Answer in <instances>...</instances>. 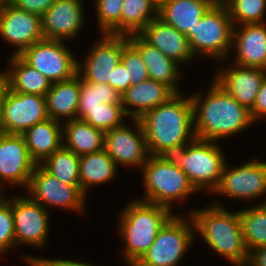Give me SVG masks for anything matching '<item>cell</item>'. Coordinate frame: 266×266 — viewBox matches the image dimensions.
Instances as JSON below:
<instances>
[{"label":"cell","instance_id":"44dd1931","mask_svg":"<svg viewBox=\"0 0 266 266\" xmlns=\"http://www.w3.org/2000/svg\"><path fill=\"white\" fill-rule=\"evenodd\" d=\"M239 28L234 26L232 46L236 44L234 49L237 52L234 63L266 70V26L263 23H252L243 24Z\"/></svg>","mask_w":266,"mask_h":266},{"label":"cell","instance_id":"bcb514c9","mask_svg":"<svg viewBox=\"0 0 266 266\" xmlns=\"http://www.w3.org/2000/svg\"><path fill=\"white\" fill-rule=\"evenodd\" d=\"M153 2L158 8L166 1V0H150Z\"/></svg>","mask_w":266,"mask_h":266},{"label":"cell","instance_id":"1f68e13d","mask_svg":"<svg viewBox=\"0 0 266 266\" xmlns=\"http://www.w3.org/2000/svg\"><path fill=\"white\" fill-rule=\"evenodd\" d=\"M79 161L80 156L62 146L40 165L64 184L80 185Z\"/></svg>","mask_w":266,"mask_h":266},{"label":"cell","instance_id":"6da1fadb","mask_svg":"<svg viewBox=\"0 0 266 266\" xmlns=\"http://www.w3.org/2000/svg\"><path fill=\"white\" fill-rule=\"evenodd\" d=\"M176 93L166 103L144 113L142 126L150 155H166L182 149L196 137L190 96Z\"/></svg>","mask_w":266,"mask_h":266},{"label":"cell","instance_id":"ba28073f","mask_svg":"<svg viewBox=\"0 0 266 266\" xmlns=\"http://www.w3.org/2000/svg\"><path fill=\"white\" fill-rule=\"evenodd\" d=\"M185 219L184 216L174 215L159 231L153 244L134 266L178 265L194 240L192 230H195V225L192 216L190 219Z\"/></svg>","mask_w":266,"mask_h":266},{"label":"cell","instance_id":"836d02e7","mask_svg":"<svg viewBox=\"0 0 266 266\" xmlns=\"http://www.w3.org/2000/svg\"><path fill=\"white\" fill-rule=\"evenodd\" d=\"M100 103L122 104V94L108 83H90L80 77L78 108H95Z\"/></svg>","mask_w":266,"mask_h":266},{"label":"cell","instance_id":"5bb4252c","mask_svg":"<svg viewBox=\"0 0 266 266\" xmlns=\"http://www.w3.org/2000/svg\"><path fill=\"white\" fill-rule=\"evenodd\" d=\"M214 192L244 200L260 198L266 194V162L254 160L230 170L225 163Z\"/></svg>","mask_w":266,"mask_h":266},{"label":"cell","instance_id":"d6a6232c","mask_svg":"<svg viewBox=\"0 0 266 266\" xmlns=\"http://www.w3.org/2000/svg\"><path fill=\"white\" fill-rule=\"evenodd\" d=\"M127 116L122 104L100 103L95 108H78L77 118L104 132L123 125Z\"/></svg>","mask_w":266,"mask_h":266},{"label":"cell","instance_id":"ac0fdd59","mask_svg":"<svg viewBox=\"0 0 266 266\" xmlns=\"http://www.w3.org/2000/svg\"><path fill=\"white\" fill-rule=\"evenodd\" d=\"M82 4L81 0H55L41 16L44 39L62 41L79 35L84 23Z\"/></svg>","mask_w":266,"mask_h":266},{"label":"cell","instance_id":"9a60e30c","mask_svg":"<svg viewBox=\"0 0 266 266\" xmlns=\"http://www.w3.org/2000/svg\"><path fill=\"white\" fill-rule=\"evenodd\" d=\"M132 120L136 127L135 132L126 124L105 132L104 149L117 167L137 165L142 169L150 153L140 121Z\"/></svg>","mask_w":266,"mask_h":266},{"label":"cell","instance_id":"4fadbf2b","mask_svg":"<svg viewBox=\"0 0 266 266\" xmlns=\"http://www.w3.org/2000/svg\"><path fill=\"white\" fill-rule=\"evenodd\" d=\"M15 244L44 246L48 236L47 208L27 197H12Z\"/></svg>","mask_w":266,"mask_h":266},{"label":"cell","instance_id":"7a4b0ae2","mask_svg":"<svg viewBox=\"0 0 266 266\" xmlns=\"http://www.w3.org/2000/svg\"><path fill=\"white\" fill-rule=\"evenodd\" d=\"M210 87L206 96L199 92L190 97L197 139L219 141L255 122L250 110L239 104L218 83L213 81Z\"/></svg>","mask_w":266,"mask_h":266},{"label":"cell","instance_id":"4dcf8cb0","mask_svg":"<svg viewBox=\"0 0 266 266\" xmlns=\"http://www.w3.org/2000/svg\"><path fill=\"white\" fill-rule=\"evenodd\" d=\"M238 212L248 251L266 246V201Z\"/></svg>","mask_w":266,"mask_h":266},{"label":"cell","instance_id":"30bf717a","mask_svg":"<svg viewBox=\"0 0 266 266\" xmlns=\"http://www.w3.org/2000/svg\"><path fill=\"white\" fill-rule=\"evenodd\" d=\"M19 56L52 83L71 79L78 74V60L63 41L42 39Z\"/></svg>","mask_w":266,"mask_h":266},{"label":"cell","instance_id":"b9f144b4","mask_svg":"<svg viewBox=\"0 0 266 266\" xmlns=\"http://www.w3.org/2000/svg\"><path fill=\"white\" fill-rule=\"evenodd\" d=\"M27 264L30 266H92L91 264L81 263L78 261L63 260V259H43L36 257H25Z\"/></svg>","mask_w":266,"mask_h":266},{"label":"cell","instance_id":"9c48e42d","mask_svg":"<svg viewBox=\"0 0 266 266\" xmlns=\"http://www.w3.org/2000/svg\"><path fill=\"white\" fill-rule=\"evenodd\" d=\"M48 118L45 96L13 92L5 85L0 96V132L22 135Z\"/></svg>","mask_w":266,"mask_h":266},{"label":"cell","instance_id":"8d00e7d4","mask_svg":"<svg viewBox=\"0 0 266 266\" xmlns=\"http://www.w3.org/2000/svg\"><path fill=\"white\" fill-rule=\"evenodd\" d=\"M131 86L149 78L147 67L139 50L128 40L124 46L121 56Z\"/></svg>","mask_w":266,"mask_h":266},{"label":"cell","instance_id":"ee69618b","mask_svg":"<svg viewBox=\"0 0 266 266\" xmlns=\"http://www.w3.org/2000/svg\"><path fill=\"white\" fill-rule=\"evenodd\" d=\"M4 87H5V75L4 72L0 71V96Z\"/></svg>","mask_w":266,"mask_h":266},{"label":"cell","instance_id":"d590c367","mask_svg":"<svg viewBox=\"0 0 266 266\" xmlns=\"http://www.w3.org/2000/svg\"><path fill=\"white\" fill-rule=\"evenodd\" d=\"M124 0H96V11L102 34L121 35V12Z\"/></svg>","mask_w":266,"mask_h":266},{"label":"cell","instance_id":"7c38bea8","mask_svg":"<svg viewBox=\"0 0 266 266\" xmlns=\"http://www.w3.org/2000/svg\"><path fill=\"white\" fill-rule=\"evenodd\" d=\"M89 51L84 64L78 61V74L90 83H108L112 81L113 70L121 61L127 35L103 34Z\"/></svg>","mask_w":266,"mask_h":266},{"label":"cell","instance_id":"74e56055","mask_svg":"<svg viewBox=\"0 0 266 266\" xmlns=\"http://www.w3.org/2000/svg\"><path fill=\"white\" fill-rule=\"evenodd\" d=\"M15 244V228L12 214V198L5 199L0 194V254L7 252L10 248H14Z\"/></svg>","mask_w":266,"mask_h":266},{"label":"cell","instance_id":"d6986e66","mask_svg":"<svg viewBox=\"0 0 266 266\" xmlns=\"http://www.w3.org/2000/svg\"><path fill=\"white\" fill-rule=\"evenodd\" d=\"M222 70H218L213 80L239 104L251 110L261 83L266 77V70L236 64L232 68Z\"/></svg>","mask_w":266,"mask_h":266},{"label":"cell","instance_id":"7402d4cb","mask_svg":"<svg viewBox=\"0 0 266 266\" xmlns=\"http://www.w3.org/2000/svg\"><path fill=\"white\" fill-rule=\"evenodd\" d=\"M175 94L166 84L148 78L130 86L122 94V106L127 116L139 119L149 110L166 103Z\"/></svg>","mask_w":266,"mask_h":266},{"label":"cell","instance_id":"484cf974","mask_svg":"<svg viewBox=\"0 0 266 266\" xmlns=\"http://www.w3.org/2000/svg\"><path fill=\"white\" fill-rule=\"evenodd\" d=\"M60 124L59 121L48 118L30 127L22 134L30 156L37 164L42 163L63 146Z\"/></svg>","mask_w":266,"mask_h":266},{"label":"cell","instance_id":"60d3db41","mask_svg":"<svg viewBox=\"0 0 266 266\" xmlns=\"http://www.w3.org/2000/svg\"><path fill=\"white\" fill-rule=\"evenodd\" d=\"M250 112L255 122L263 117H266V77L261 83L254 105L252 106Z\"/></svg>","mask_w":266,"mask_h":266},{"label":"cell","instance_id":"4316f807","mask_svg":"<svg viewBox=\"0 0 266 266\" xmlns=\"http://www.w3.org/2000/svg\"><path fill=\"white\" fill-rule=\"evenodd\" d=\"M8 61L11 69L4 72L5 85L11 91L45 96L51 89L52 82L19 55H12Z\"/></svg>","mask_w":266,"mask_h":266},{"label":"cell","instance_id":"5b68a950","mask_svg":"<svg viewBox=\"0 0 266 266\" xmlns=\"http://www.w3.org/2000/svg\"><path fill=\"white\" fill-rule=\"evenodd\" d=\"M141 170L146 194L141 201L172 209L176 200L181 203L185 197L198 192L169 156L150 155Z\"/></svg>","mask_w":266,"mask_h":266},{"label":"cell","instance_id":"d4e9b609","mask_svg":"<svg viewBox=\"0 0 266 266\" xmlns=\"http://www.w3.org/2000/svg\"><path fill=\"white\" fill-rule=\"evenodd\" d=\"M46 106L48 117L61 121L77 119L80 98V75L71 79L52 83L51 89L46 93ZM61 117V118H60Z\"/></svg>","mask_w":266,"mask_h":266},{"label":"cell","instance_id":"cb8c5ba5","mask_svg":"<svg viewBox=\"0 0 266 266\" xmlns=\"http://www.w3.org/2000/svg\"><path fill=\"white\" fill-rule=\"evenodd\" d=\"M128 40L139 50L147 67L149 78L166 84L175 93H180L177 89V82L181 74L179 66H177L179 64L147 43L139 34L128 35Z\"/></svg>","mask_w":266,"mask_h":266},{"label":"cell","instance_id":"2e32d148","mask_svg":"<svg viewBox=\"0 0 266 266\" xmlns=\"http://www.w3.org/2000/svg\"><path fill=\"white\" fill-rule=\"evenodd\" d=\"M37 166L31 158L23 135L0 132V180L28 187Z\"/></svg>","mask_w":266,"mask_h":266},{"label":"cell","instance_id":"8fae6325","mask_svg":"<svg viewBox=\"0 0 266 266\" xmlns=\"http://www.w3.org/2000/svg\"><path fill=\"white\" fill-rule=\"evenodd\" d=\"M27 189L31 195L30 198L43 207L51 205L77 212H81L85 207L86 195L80 189V185L64 184L47 172L40 164L35 167Z\"/></svg>","mask_w":266,"mask_h":266},{"label":"cell","instance_id":"f546056e","mask_svg":"<svg viewBox=\"0 0 266 266\" xmlns=\"http://www.w3.org/2000/svg\"><path fill=\"white\" fill-rule=\"evenodd\" d=\"M157 17L158 7L150 0H124L121 12V35L138 34Z\"/></svg>","mask_w":266,"mask_h":266},{"label":"cell","instance_id":"ab89813d","mask_svg":"<svg viewBox=\"0 0 266 266\" xmlns=\"http://www.w3.org/2000/svg\"><path fill=\"white\" fill-rule=\"evenodd\" d=\"M108 84L121 94L131 86L130 78H128L126 69L121 61L113 70L112 81H108Z\"/></svg>","mask_w":266,"mask_h":266},{"label":"cell","instance_id":"277c9868","mask_svg":"<svg viewBox=\"0 0 266 266\" xmlns=\"http://www.w3.org/2000/svg\"><path fill=\"white\" fill-rule=\"evenodd\" d=\"M119 233L124 240L123 257L134 266L153 244L159 231L175 215L169 208L133 200L120 213Z\"/></svg>","mask_w":266,"mask_h":266},{"label":"cell","instance_id":"e0dca14e","mask_svg":"<svg viewBox=\"0 0 266 266\" xmlns=\"http://www.w3.org/2000/svg\"><path fill=\"white\" fill-rule=\"evenodd\" d=\"M0 37L17 48L20 55L32 44L44 39L41 16L20 10L9 4L0 10Z\"/></svg>","mask_w":266,"mask_h":266},{"label":"cell","instance_id":"603a6c76","mask_svg":"<svg viewBox=\"0 0 266 266\" xmlns=\"http://www.w3.org/2000/svg\"><path fill=\"white\" fill-rule=\"evenodd\" d=\"M217 0H166L158 8V18L185 34L193 31L206 11Z\"/></svg>","mask_w":266,"mask_h":266},{"label":"cell","instance_id":"f35d334b","mask_svg":"<svg viewBox=\"0 0 266 266\" xmlns=\"http://www.w3.org/2000/svg\"><path fill=\"white\" fill-rule=\"evenodd\" d=\"M55 0H12L16 8L42 16Z\"/></svg>","mask_w":266,"mask_h":266},{"label":"cell","instance_id":"7dc6e473","mask_svg":"<svg viewBox=\"0 0 266 266\" xmlns=\"http://www.w3.org/2000/svg\"><path fill=\"white\" fill-rule=\"evenodd\" d=\"M3 186H4L3 184H0V189L1 190H2ZM1 190H0V194L2 193Z\"/></svg>","mask_w":266,"mask_h":266},{"label":"cell","instance_id":"7bdbcfd3","mask_svg":"<svg viewBox=\"0 0 266 266\" xmlns=\"http://www.w3.org/2000/svg\"><path fill=\"white\" fill-rule=\"evenodd\" d=\"M246 266H266V246L257 247L249 251Z\"/></svg>","mask_w":266,"mask_h":266},{"label":"cell","instance_id":"3957f363","mask_svg":"<svg viewBox=\"0 0 266 266\" xmlns=\"http://www.w3.org/2000/svg\"><path fill=\"white\" fill-rule=\"evenodd\" d=\"M205 209L191 210L195 230L213 251L225 256L235 266H246L249 251L246 247L239 212H230L218 203Z\"/></svg>","mask_w":266,"mask_h":266},{"label":"cell","instance_id":"e575fe53","mask_svg":"<svg viewBox=\"0 0 266 266\" xmlns=\"http://www.w3.org/2000/svg\"><path fill=\"white\" fill-rule=\"evenodd\" d=\"M229 12L234 26L263 23L266 0H220ZM238 22V23H237Z\"/></svg>","mask_w":266,"mask_h":266},{"label":"cell","instance_id":"52a82bcc","mask_svg":"<svg viewBox=\"0 0 266 266\" xmlns=\"http://www.w3.org/2000/svg\"><path fill=\"white\" fill-rule=\"evenodd\" d=\"M234 24L227 7L217 0L202 16L193 31H189L188 40L194 56L226 58L232 48Z\"/></svg>","mask_w":266,"mask_h":266},{"label":"cell","instance_id":"83f0119b","mask_svg":"<svg viewBox=\"0 0 266 266\" xmlns=\"http://www.w3.org/2000/svg\"><path fill=\"white\" fill-rule=\"evenodd\" d=\"M62 127L63 147L82 156L104 149L105 132L94 128L82 119L65 121Z\"/></svg>","mask_w":266,"mask_h":266},{"label":"cell","instance_id":"f6af8a7d","mask_svg":"<svg viewBox=\"0 0 266 266\" xmlns=\"http://www.w3.org/2000/svg\"><path fill=\"white\" fill-rule=\"evenodd\" d=\"M12 3V0H0V10Z\"/></svg>","mask_w":266,"mask_h":266},{"label":"cell","instance_id":"f1b7e54d","mask_svg":"<svg viewBox=\"0 0 266 266\" xmlns=\"http://www.w3.org/2000/svg\"><path fill=\"white\" fill-rule=\"evenodd\" d=\"M117 170L116 163L105 149L80 156V189L87 195L89 187L111 181L117 175Z\"/></svg>","mask_w":266,"mask_h":266},{"label":"cell","instance_id":"ffe728a7","mask_svg":"<svg viewBox=\"0 0 266 266\" xmlns=\"http://www.w3.org/2000/svg\"><path fill=\"white\" fill-rule=\"evenodd\" d=\"M138 34L180 65L195 57L187 36L158 17L150 21Z\"/></svg>","mask_w":266,"mask_h":266},{"label":"cell","instance_id":"8992f818","mask_svg":"<svg viewBox=\"0 0 266 266\" xmlns=\"http://www.w3.org/2000/svg\"><path fill=\"white\" fill-rule=\"evenodd\" d=\"M168 156L186 173L197 191L205 188L213 192L219 185L226 162L222 149L214 141L195 138Z\"/></svg>","mask_w":266,"mask_h":266}]
</instances>
